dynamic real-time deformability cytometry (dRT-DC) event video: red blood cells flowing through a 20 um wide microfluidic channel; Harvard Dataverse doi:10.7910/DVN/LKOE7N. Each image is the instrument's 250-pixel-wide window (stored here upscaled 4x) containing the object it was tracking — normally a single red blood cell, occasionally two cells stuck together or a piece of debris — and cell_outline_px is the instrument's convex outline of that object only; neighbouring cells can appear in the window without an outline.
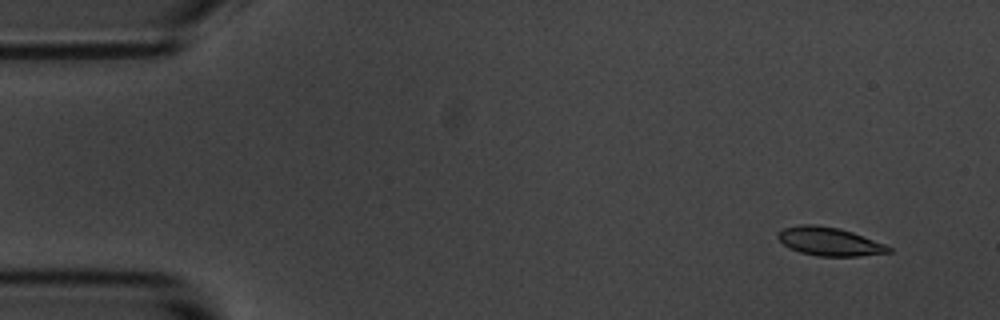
{"species": "common noctule bat (a hibernating species)", "species_latin": "Nyctalus noctula", "temperature_condition": "room temperature", "stored_images_in_passage": 4, "camera_frame_rate_fps": 3000, "um_per_image_px": 0.085, "animal": {"sex": "male", "body_mass_g": 20.1, "forearm_length_mm": 53.5}, "frame": {"image": 1, "passage_image": 1, "time_ms": 0.0, "image_size_px": [1000, 320], "cell_outline_px": [[892, 252], [860, 256], [816, 256], [800, 252], [784, 244], [776, 236], [784, 228], [800, 224], [816, 224], [840, 228], [852, 232], [884, 244], [892, 248]], "centroid_in_image_um": [70.51, 20.52], "position_along_channel_um": 14.5, "area_um2": 18.21}}